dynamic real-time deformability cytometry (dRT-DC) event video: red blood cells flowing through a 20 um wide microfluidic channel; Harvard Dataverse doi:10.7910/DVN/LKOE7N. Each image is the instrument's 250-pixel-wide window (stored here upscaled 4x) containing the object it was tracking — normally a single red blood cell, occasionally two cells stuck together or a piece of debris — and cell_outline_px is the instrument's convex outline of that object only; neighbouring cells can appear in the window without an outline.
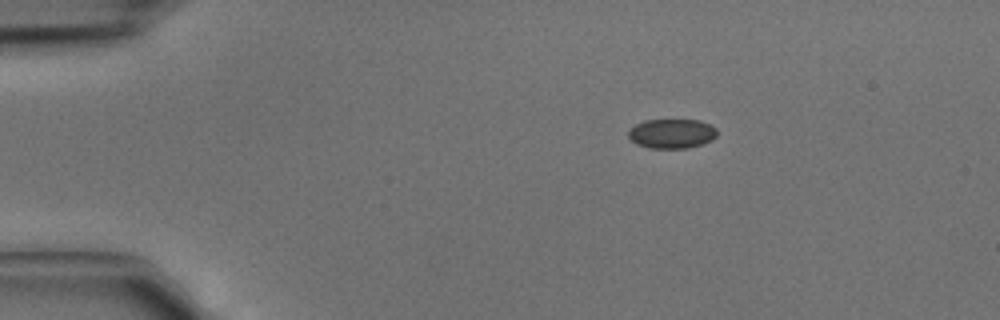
{"species": "common noctule bat (a hibernating species)", "species_latin": "Nyctalus noctula", "temperature_condition": "cold", "stored_images_in_passage": 3, "camera_frame_rate_fps": 3000, "um_per_image_px": 0.085, "animal": {"sex": "male", "body_mass_g": 15.6}, "frame": {"image": 1, "passage_image": 1, "time_ms": 0.0, "image_size_px": [1000, 320], "cell_outline_px": [[716, 136], [712, 140], [704, 144], [688, 148], [648, 148], [636, 144], [628, 136], [628, 132], [636, 124], [644, 120], [700, 120], [716, 128]], "centroid_in_image_um": [57.11, 11.36], "position_along_channel_um": 27.9, "area_um2": 15.26}}
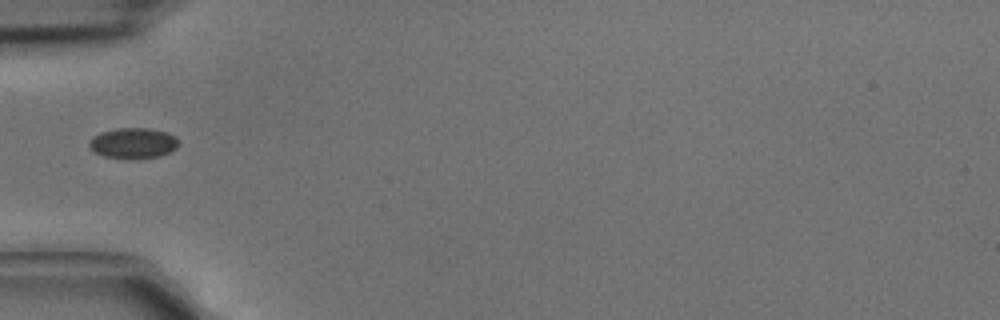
{"frame": {"image": 2, "passage_image": 3, "time_ms": 0.667, "image_size_px": [1000, 320], "cell_outline_px": [[176, 148], [172, 152], [160, 156], [136, 160], [132, 160], [104, 156], [96, 152], [88, 144], [88, 140], [92, 136], [100, 132], [116, 128], [152, 128], [168, 132], [176, 140]], "centroid_in_image_um": [11.3, 12.18], "position_along_channel_um": 73.7, "area_um2": 16.18}}